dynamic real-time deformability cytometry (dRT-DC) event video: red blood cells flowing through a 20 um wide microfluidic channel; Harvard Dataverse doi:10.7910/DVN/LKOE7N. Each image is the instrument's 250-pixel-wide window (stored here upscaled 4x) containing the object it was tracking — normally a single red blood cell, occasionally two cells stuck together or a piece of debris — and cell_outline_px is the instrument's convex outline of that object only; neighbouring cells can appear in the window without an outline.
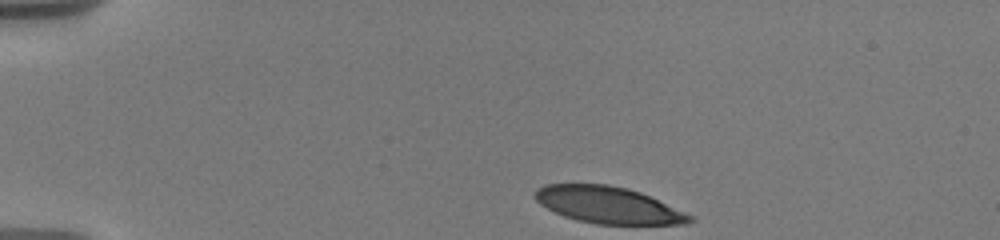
{"species": "human", "species_latin": "Homo sapiens", "temperature_condition": "warm", "stored_images_in_passage": 16, "camera_frame_rate_fps": 3000, "um_per_image_px": 0.085, "donor": {"sex": "male"}, "frame": {"image": 1, "passage_image": 1, "time_ms": 0.0, "image_size_px": [1000, 240], "cell_outline_px": [[696, 220], [688, 224], [596, 224], [576, 220], [564, 216], [540, 204], [532, 196], [536, 188], [544, 184], [608, 184], [628, 188], [640, 192], [696, 216]], "centroid_in_image_um": [51.73, 17.42], "position_along_channel_um": 33.3, "area_um2": 33.41}}
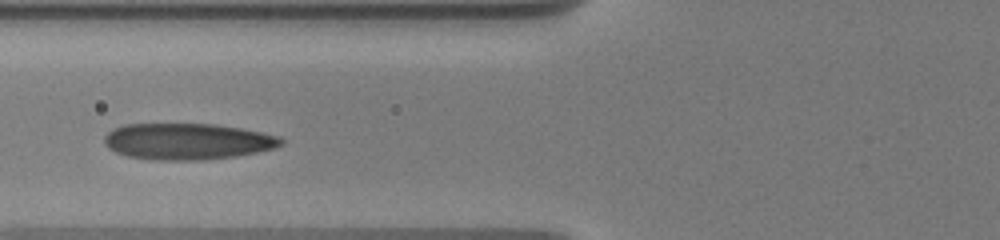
{"frame": {"image": 2, "passage_image": 10, "time_ms": 4.0, "image_size_px": [1000, 240], "cell_outline_px": [[284, 144], [276, 148], [236, 156], [204, 160], [156, 160], [128, 156], [116, 152], [108, 148], [104, 144], [104, 136], [112, 128], [124, 124], [216, 124], [240, 128], [280, 136], [284, 140]], "centroid_in_image_um": [15.93, 12.02], "position_along_channel_um": 109.9, "area_um2": 37.63}}
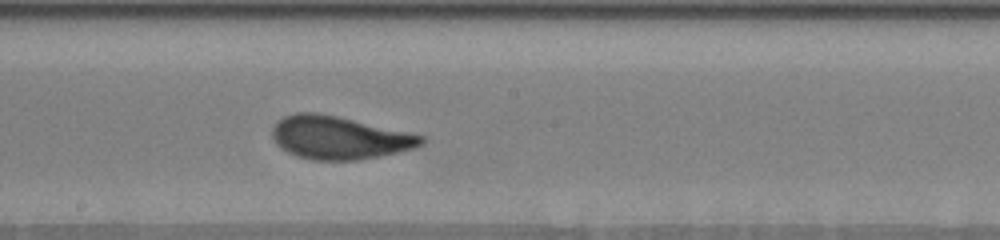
{"frame": {"image": 3, "passage_image": 16, "time_ms": 7.0, "image_size_px": [1000, 240], "cell_outline_px": [[424, 144], [412, 148], [380, 156], [356, 160], [312, 160], [296, 156], [280, 148], [272, 140], [272, 128], [284, 116], [296, 112], [316, 112], [336, 116], [424, 136]], "centroid_in_image_um": [28.77, 11.71], "position_along_channel_um": 219.4, "area_um2": 36.99}}